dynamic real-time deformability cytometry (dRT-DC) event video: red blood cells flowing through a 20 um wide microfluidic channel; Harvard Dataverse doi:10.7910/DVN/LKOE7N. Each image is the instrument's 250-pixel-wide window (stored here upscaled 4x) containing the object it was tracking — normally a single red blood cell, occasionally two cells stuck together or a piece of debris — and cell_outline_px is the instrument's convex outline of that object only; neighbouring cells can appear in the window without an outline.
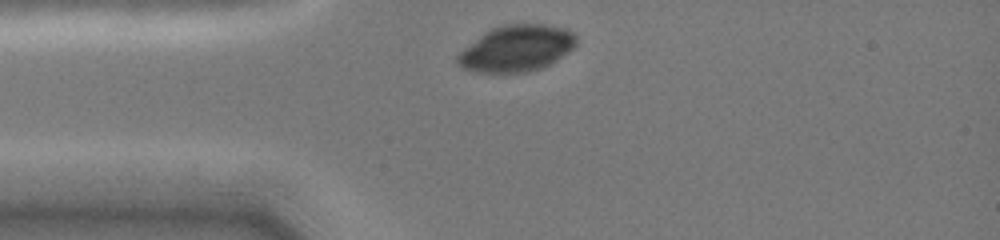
{"species": "common noctule bat (a hibernating species)", "species_latin": "Nyctalus noctula", "temperature_condition": "cold", "stored_images_in_passage": 3, "camera_frame_rate_fps": 3000, "um_per_image_px": 0.085, "animal": {"sex": "female", "body_mass_g": 19.0, "forearm_length_mm": 51.5}, "frame": {"image": 1, "passage_image": 1, "time_ms": 0.0, "image_size_px": [1000, 240], "cell_outline_px": [[576, 44], [568, 52], [556, 60], [540, 68], [524, 72], [476, 72], [460, 68], [456, 64], [456, 56], [464, 48], [484, 32], [492, 28], [504, 24], [544, 24], [568, 28], [576, 36]], "centroid_in_image_um": [43.88, 4.1], "position_along_channel_um": 41.1, "area_um2": 32.02}}
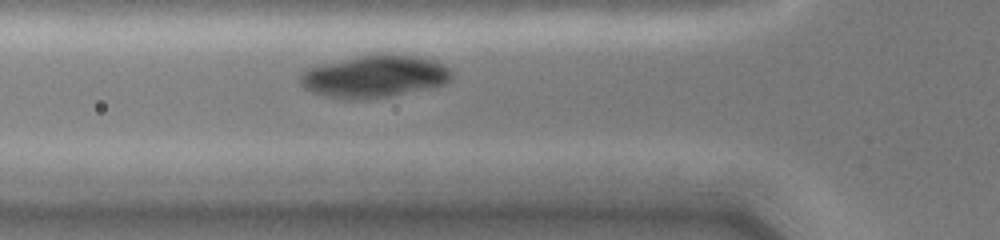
{"frame": {"image": 2, "passage_image": 3, "time_ms": 1.667, "image_size_px": [1000, 240], "cell_outline_px": [[452, 76], [444, 84], [388, 96], [364, 100], [360, 100], [324, 96], [312, 92], [304, 88], [300, 84], [300, 76], [308, 68], [324, 64], [360, 56], [388, 52], [416, 56], [436, 60], [444, 64], [452, 72]], "centroid_in_image_um": [31.85, 6.48], "position_along_channel_um": 94.0, "area_um2": 37.11}}